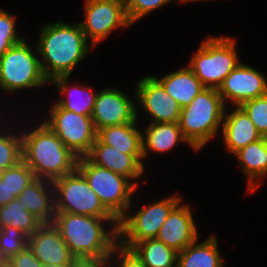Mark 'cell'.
Here are the masks:
<instances>
[{
	"label": "cell",
	"instance_id": "cell-1",
	"mask_svg": "<svg viewBox=\"0 0 267 267\" xmlns=\"http://www.w3.org/2000/svg\"><path fill=\"white\" fill-rule=\"evenodd\" d=\"M37 52L44 76L50 82L56 77L69 76L89 53L88 40L80 23L56 22L41 28Z\"/></svg>",
	"mask_w": 267,
	"mask_h": 267
},
{
	"label": "cell",
	"instance_id": "cell-2",
	"mask_svg": "<svg viewBox=\"0 0 267 267\" xmlns=\"http://www.w3.org/2000/svg\"><path fill=\"white\" fill-rule=\"evenodd\" d=\"M108 221L113 227L106 231ZM52 223L75 258L109 256L118 244L116 218L56 212Z\"/></svg>",
	"mask_w": 267,
	"mask_h": 267
},
{
	"label": "cell",
	"instance_id": "cell-3",
	"mask_svg": "<svg viewBox=\"0 0 267 267\" xmlns=\"http://www.w3.org/2000/svg\"><path fill=\"white\" fill-rule=\"evenodd\" d=\"M21 136L22 160L35 178L53 182L77 168L78 157L44 122Z\"/></svg>",
	"mask_w": 267,
	"mask_h": 267
},
{
	"label": "cell",
	"instance_id": "cell-4",
	"mask_svg": "<svg viewBox=\"0 0 267 267\" xmlns=\"http://www.w3.org/2000/svg\"><path fill=\"white\" fill-rule=\"evenodd\" d=\"M225 105L216 88H205L181 109L179 127L196 151L217 135L222 126Z\"/></svg>",
	"mask_w": 267,
	"mask_h": 267
},
{
	"label": "cell",
	"instance_id": "cell-5",
	"mask_svg": "<svg viewBox=\"0 0 267 267\" xmlns=\"http://www.w3.org/2000/svg\"><path fill=\"white\" fill-rule=\"evenodd\" d=\"M235 39L210 37L202 42L187 67L206 88H216L241 63Z\"/></svg>",
	"mask_w": 267,
	"mask_h": 267
},
{
	"label": "cell",
	"instance_id": "cell-6",
	"mask_svg": "<svg viewBox=\"0 0 267 267\" xmlns=\"http://www.w3.org/2000/svg\"><path fill=\"white\" fill-rule=\"evenodd\" d=\"M77 169L98 195L104 207L119 220L127 214L131 205V196L138 182L93 164L87 157L78 158Z\"/></svg>",
	"mask_w": 267,
	"mask_h": 267
},
{
	"label": "cell",
	"instance_id": "cell-7",
	"mask_svg": "<svg viewBox=\"0 0 267 267\" xmlns=\"http://www.w3.org/2000/svg\"><path fill=\"white\" fill-rule=\"evenodd\" d=\"M53 183L55 212L115 218L101 203L83 174L76 168Z\"/></svg>",
	"mask_w": 267,
	"mask_h": 267
},
{
	"label": "cell",
	"instance_id": "cell-8",
	"mask_svg": "<svg viewBox=\"0 0 267 267\" xmlns=\"http://www.w3.org/2000/svg\"><path fill=\"white\" fill-rule=\"evenodd\" d=\"M29 46L24 39L0 58V87L4 91L36 88L49 82L43 74L41 60Z\"/></svg>",
	"mask_w": 267,
	"mask_h": 267
},
{
	"label": "cell",
	"instance_id": "cell-9",
	"mask_svg": "<svg viewBox=\"0 0 267 267\" xmlns=\"http://www.w3.org/2000/svg\"><path fill=\"white\" fill-rule=\"evenodd\" d=\"M181 200L180 196H170L140 208L133 216H122L118 220V243L131 249L142 240L156 238L169 213Z\"/></svg>",
	"mask_w": 267,
	"mask_h": 267
},
{
	"label": "cell",
	"instance_id": "cell-10",
	"mask_svg": "<svg viewBox=\"0 0 267 267\" xmlns=\"http://www.w3.org/2000/svg\"><path fill=\"white\" fill-rule=\"evenodd\" d=\"M49 116L44 123L73 154L78 158L86 157L97 139V131L91 116L64 110L56 103L52 105Z\"/></svg>",
	"mask_w": 267,
	"mask_h": 267
},
{
	"label": "cell",
	"instance_id": "cell-11",
	"mask_svg": "<svg viewBox=\"0 0 267 267\" xmlns=\"http://www.w3.org/2000/svg\"><path fill=\"white\" fill-rule=\"evenodd\" d=\"M85 20L80 22L86 38L90 36L95 46L114 29L130 24L124 0H85Z\"/></svg>",
	"mask_w": 267,
	"mask_h": 267
},
{
	"label": "cell",
	"instance_id": "cell-12",
	"mask_svg": "<svg viewBox=\"0 0 267 267\" xmlns=\"http://www.w3.org/2000/svg\"><path fill=\"white\" fill-rule=\"evenodd\" d=\"M223 103L232 100L233 106H241L250 99L267 94L266 78L254 68L240 63L217 89Z\"/></svg>",
	"mask_w": 267,
	"mask_h": 267
},
{
	"label": "cell",
	"instance_id": "cell-13",
	"mask_svg": "<svg viewBox=\"0 0 267 267\" xmlns=\"http://www.w3.org/2000/svg\"><path fill=\"white\" fill-rule=\"evenodd\" d=\"M117 89L105 88L97 93L91 115L96 131L114 125L137 122L134 103Z\"/></svg>",
	"mask_w": 267,
	"mask_h": 267
},
{
	"label": "cell",
	"instance_id": "cell-14",
	"mask_svg": "<svg viewBox=\"0 0 267 267\" xmlns=\"http://www.w3.org/2000/svg\"><path fill=\"white\" fill-rule=\"evenodd\" d=\"M135 94L143 110L152 116L154 121L151 122H179L181 106L153 76H147L139 80Z\"/></svg>",
	"mask_w": 267,
	"mask_h": 267
},
{
	"label": "cell",
	"instance_id": "cell-15",
	"mask_svg": "<svg viewBox=\"0 0 267 267\" xmlns=\"http://www.w3.org/2000/svg\"><path fill=\"white\" fill-rule=\"evenodd\" d=\"M197 227L188 205L180 202L171 210L156 237L176 252L183 251L188 245L197 241Z\"/></svg>",
	"mask_w": 267,
	"mask_h": 267
},
{
	"label": "cell",
	"instance_id": "cell-16",
	"mask_svg": "<svg viewBox=\"0 0 267 267\" xmlns=\"http://www.w3.org/2000/svg\"><path fill=\"white\" fill-rule=\"evenodd\" d=\"M28 247L44 265L71 264L75 258L53 223H43L30 235Z\"/></svg>",
	"mask_w": 267,
	"mask_h": 267
},
{
	"label": "cell",
	"instance_id": "cell-17",
	"mask_svg": "<svg viewBox=\"0 0 267 267\" xmlns=\"http://www.w3.org/2000/svg\"><path fill=\"white\" fill-rule=\"evenodd\" d=\"M86 157L93 164L121 174L132 181L139 178L145 169L143 156L125 154L115 147L102 143L98 138Z\"/></svg>",
	"mask_w": 267,
	"mask_h": 267
},
{
	"label": "cell",
	"instance_id": "cell-18",
	"mask_svg": "<svg viewBox=\"0 0 267 267\" xmlns=\"http://www.w3.org/2000/svg\"><path fill=\"white\" fill-rule=\"evenodd\" d=\"M226 113L224 112L223 116L222 135L228 152L234 154L249 143L262 138L254 123L240 106H236L231 113Z\"/></svg>",
	"mask_w": 267,
	"mask_h": 267
},
{
	"label": "cell",
	"instance_id": "cell-19",
	"mask_svg": "<svg viewBox=\"0 0 267 267\" xmlns=\"http://www.w3.org/2000/svg\"><path fill=\"white\" fill-rule=\"evenodd\" d=\"M54 188L51 181L35 178L17 196L24 209L43 223H52L55 216Z\"/></svg>",
	"mask_w": 267,
	"mask_h": 267
},
{
	"label": "cell",
	"instance_id": "cell-20",
	"mask_svg": "<svg viewBox=\"0 0 267 267\" xmlns=\"http://www.w3.org/2000/svg\"><path fill=\"white\" fill-rule=\"evenodd\" d=\"M153 77L181 108L188 106L194 97L206 88L188 67L171 72L161 79Z\"/></svg>",
	"mask_w": 267,
	"mask_h": 267
},
{
	"label": "cell",
	"instance_id": "cell-21",
	"mask_svg": "<svg viewBox=\"0 0 267 267\" xmlns=\"http://www.w3.org/2000/svg\"><path fill=\"white\" fill-rule=\"evenodd\" d=\"M178 141L189 144V146L191 145L183 136L178 123L150 122L146 131L142 133L143 159L144 157H147L148 151L166 152L175 147Z\"/></svg>",
	"mask_w": 267,
	"mask_h": 267
},
{
	"label": "cell",
	"instance_id": "cell-22",
	"mask_svg": "<svg viewBox=\"0 0 267 267\" xmlns=\"http://www.w3.org/2000/svg\"><path fill=\"white\" fill-rule=\"evenodd\" d=\"M135 125L136 122L104 127L97 131V138L125 154L143 156L142 132Z\"/></svg>",
	"mask_w": 267,
	"mask_h": 267
},
{
	"label": "cell",
	"instance_id": "cell-23",
	"mask_svg": "<svg viewBox=\"0 0 267 267\" xmlns=\"http://www.w3.org/2000/svg\"><path fill=\"white\" fill-rule=\"evenodd\" d=\"M194 241L178 252L177 267H223L224 261L218 250L216 236H210L202 243Z\"/></svg>",
	"mask_w": 267,
	"mask_h": 267
},
{
	"label": "cell",
	"instance_id": "cell-24",
	"mask_svg": "<svg viewBox=\"0 0 267 267\" xmlns=\"http://www.w3.org/2000/svg\"><path fill=\"white\" fill-rule=\"evenodd\" d=\"M234 154L238 158L243 172L247 174L249 183L248 192L252 193L259 187L254 181L260 178L262 180V177L267 174L266 144L263 138H261L255 142L249 143L246 147L239 149Z\"/></svg>",
	"mask_w": 267,
	"mask_h": 267
},
{
	"label": "cell",
	"instance_id": "cell-25",
	"mask_svg": "<svg viewBox=\"0 0 267 267\" xmlns=\"http://www.w3.org/2000/svg\"><path fill=\"white\" fill-rule=\"evenodd\" d=\"M69 76H60L54 78L51 83L57 86L61 93H66V99H60L56 104L64 110L73 111L79 115L91 116L97 94L93 93L91 88L85 89L86 87L72 86L68 87ZM70 88V89H69Z\"/></svg>",
	"mask_w": 267,
	"mask_h": 267
},
{
	"label": "cell",
	"instance_id": "cell-26",
	"mask_svg": "<svg viewBox=\"0 0 267 267\" xmlns=\"http://www.w3.org/2000/svg\"><path fill=\"white\" fill-rule=\"evenodd\" d=\"M131 249L146 267H177L178 252L156 238L142 240Z\"/></svg>",
	"mask_w": 267,
	"mask_h": 267
},
{
	"label": "cell",
	"instance_id": "cell-27",
	"mask_svg": "<svg viewBox=\"0 0 267 267\" xmlns=\"http://www.w3.org/2000/svg\"><path fill=\"white\" fill-rule=\"evenodd\" d=\"M42 224L43 222L39 218L24 209L17 197L8 204L0 206V229L12 226L29 237Z\"/></svg>",
	"mask_w": 267,
	"mask_h": 267
},
{
	"label": "cell",
	"instance_id": "cell-28",
	"mask_svg": "<svg viewBox=\"0 0 267 267\" xmlns=\"http://www.w3.org/2000/svg\"><path fill=\"white\" fill-rule=\"evenodd\" d=\"M0 179L6 182L9 192L16 198L22 190L35 179L33 171L21 160L15 166L0 173Z\"/></svg>",
	"mask_w": 267,
	"mask_h": 267
},
{
	"label": "cell",
	"instance_id": "cell-29",
	"mask_svg": "<svg viewBox=\"0 0 267 267\" xmlns=\"http://www.w3.org/2000/svg\"><path fill=\"white\" fill-rule=\"evenodd\" d=\"M0 133V173L22 160V136Z\"/></svg>",
	"mask_w": 267,
	"mask_h": 267
},
{
	"label": "cell",
	"instance_id": "cell-30",
	"mask_svg": "<svg viewBox=\"0 0 267 267\" xmlns=\"http://www.w3.org/2000/svg\"><path fill=\"white\" fill-rule=\"evenodd\" d=\"M28 246V236L12 226L0 229V250L9 260Z\"/></svg>",
	"mask_w": 267,
	"mask_h": 267
},
{
	"label": "cell",
	"instance_id": "cell-31",
	"mask_svg": "<svg viewBox=\"0 0 267 267\" xmlns=\"http://www.w3.org/2000/svg\"><path fill=\"white\" fill-rule=\"evenodd\" d=\"M240 107L247 113L261 136L267 133V94L250 99Z\"/></svg>",
	"mask_w": 267,
	"mask_h": 267
},
{
	"label": "cell",
	"instance_id": "cell-32",
	"mask_svg": "<svg viewBox=\"0 0 267 267\" xmlns=\"http://www.w3.org/2000/svg\"><path fill=\"white\" fill-rule=\"evenodd\" d=\"M173 0H124L127 18L132 25L151 11L164 6ZM183 2V0H180Z\"/></svg>",
	"mask_w": 267,
	"mask_h": 267
},
{
	"label": "cell",
	"instance_id": "cell-33",
	"mask_svg": "<svg viewBox=\"0 0 267 267\" xmlns=\"http://www.w3.org/2000/svg\"><path fill=\"white\" fill-rule=\"evenodd\" d=\"M8 267H44V264L27 246L8 260Z\"/></svg>",
	"mask_w": 267,
	"mask_h": 267
},
{
	"label": "cell",
	"instance_id": "cell-34",
	"mask_svg": "<svg viewBox=\"0 0 267 267\" xmlns=\"http://www.w3.org/2000/svg\"><path fill=\"white\" fill-rule=\"evenodd\" d=\"M15 23V16L0 9V38L25 39L16 34Z\"/></svg>",
	"mask_w": 267,
	"mask_h": 267
},
{
	"label": "cell",
	"instance_id": "cell-35",
	"mask_svg": "<svg viewBox=\"0 0 267 267\" xmlns=\"http://www.w3.org/2000/svg\"><path fill=\"white\" fill-rule=\"evenodd\" d=\"M119 252L120 267H146L132 249L125 248L119 243L114 247L113 253Z\"/></svg>",
	"mask_w": 267,
	"mask_h": 267
},
{
	"label": "cell",
	"instance_id": "cell-36",
	"mask_svg": "<svg viewBox=\"0 0 267 267\" xmlns=\"http://www.w3.org/2000/svg\"><path fill=\"white\" fill-rule=\"evenodd\" d=\"M113 256V250L109 256L103 257H81L74 258L70 264V267H106L109 261V258Z\"/></svg>",
	"mask_w": 267,
	"mask_h": 267
},
{
	"label": "cell",
	"instance_id": "cell-37",
	"mask_svg": "<svg viewBox=\"0 0 267 267\" xmlns=\"http://www.w3.org/2000/svg\"><path fill=\"white\" fill-rule=\"evenodd\" d=\"M15 197L9 192L6 182L0 179V206H4L14 200Z\"/></svg>",
	"mask_w": 267,
	"mask_h": 267
},
{
	"label": "cell",
	"instance_id": "cell-38",
	"mask_svg": "<svg viewBox=\"0 0 267 267\" xmlns=\"http://www.w3.org/2000/svg\"><path fill=\"white\" fill-rule=\"evenodd\" d=\"M24 39H4L0 38V58L14 45L19 44Z\"/></svg>",
	"mask_w": 267,
	"mask_h": 267
},
{
	"label": "cell",
	"instance_id": "cell-39",
	"mask_svg": "<svg viewBox=\"0 0 267 267\" xmlns=\"http://www.w3.org/2000/svg\"><path fill=\"white\" fill-rule=\"evenodd\" d=\"M0 267H8V260L0 250Z\"/></svg>",
	"mask_w": 267,
	"mask_h": 267
},
{
	"label": "cell",
	"instance_id": "cell-40",
	"mask_svg": "<svg viewBox=\"0 0 267 267\" xmlns=\"http://www.w3.org/2000/svg\"><path fill=\"white\" fill-rule=\"evenodd\" d=\"M44 267H70V264H63V265H44Z\"/></svg>",
	"mask_w": 267,
	"mask_h": 267
},
{
	"label": "cell",
	"instance_id": "cell-41",
	"mask_svg": "<svg viewBox=\"0 0 267 267\" xmlns=\"http://www.w3.org/2000/svg\"><path fill=\"white\" fill-rule=\"evenodd\" d=\"M265 144H266V147H267V133H265L263 136H262Z\"/></svg>",
	"mask_w": 267,
	"mask_h": 267
},
{
	"label": "cell",
	"instance_id": "cell-42",
	"mask_svg": "<svg viewBox=\"0 0 267 267\" xmlns=\"http://www.w3.org/2000/svg\"><path fill=\"white\" fill-rule=\"evenodd\" d=\"M199 1V0H183V2Z\"/></svg>",
	"mask_w": 267,
	"mask_h": 267
}]
</instances>
